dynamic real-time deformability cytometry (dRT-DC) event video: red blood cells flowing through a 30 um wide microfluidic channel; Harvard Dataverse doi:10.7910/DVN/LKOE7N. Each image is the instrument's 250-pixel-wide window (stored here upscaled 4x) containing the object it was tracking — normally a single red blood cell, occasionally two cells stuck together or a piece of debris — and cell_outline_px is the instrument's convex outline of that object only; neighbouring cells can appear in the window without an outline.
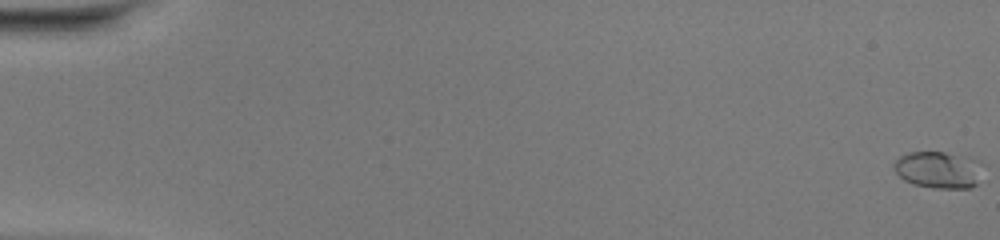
{"species": "common noctule bat (a hibernating species)", "species_latin": "Nyctalus noctula", "temperature_condition": "warm", "stored_images_in_passage": 13, "camera_frame_rate_fps": 3000, "um_per_image_px": 0.085, "animal": {"sex": "female", "body_mass_g": 20.0, "forearm_length_mm": 54.0}, "frame": {"image": 1, "passage_image": 1, "time_ms": 0.0, "image_size_px": [1000, 240], "cell_outline_px": [[976, 184], [972, 188], [932, 188], [912, 184], [904, 180], [892, 168], [892, 164], [900, 156], [908, 152], [944, 152], [964, 156]], "centroid_in_image_um": [79.45, 14.45], "position_along_channel_um": 5.6, "area_um2": 17.51}}